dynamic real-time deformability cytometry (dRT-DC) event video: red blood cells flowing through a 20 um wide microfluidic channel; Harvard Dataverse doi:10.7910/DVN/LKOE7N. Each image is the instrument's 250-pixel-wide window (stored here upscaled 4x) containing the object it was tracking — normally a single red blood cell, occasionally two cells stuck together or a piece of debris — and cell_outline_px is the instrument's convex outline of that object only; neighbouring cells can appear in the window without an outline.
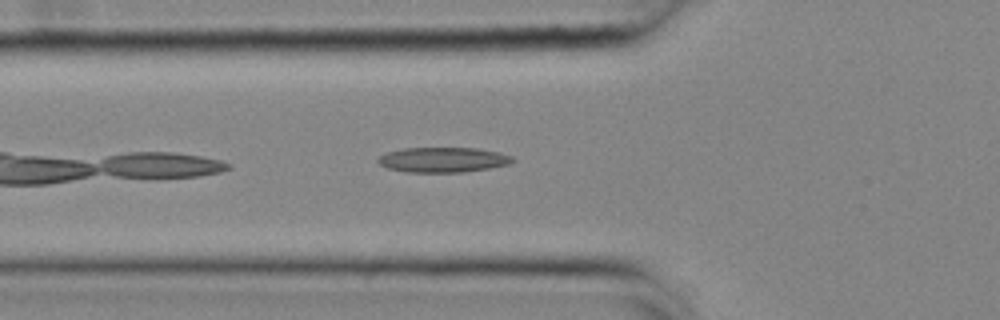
{"species": "common noctule bat (a hibernating species)", "species_latin": "Nyctalus noctula", "temperature_condition": "cold", "stored_images_in_passage": 41, "camera_frame_rate_fps": 3000, "um_per_image_px": 0.085, "animal": {"sex": "female", "body_mass_g": 25.1}, "frame": {"image": 1, "passage_image": 5, "time_ms": 1.333, "image_size_px": [1000, 320], "cell_outline_px": [[516, 160], [508, 164], [488, 168], [464, 172], [408, 172], [388, 168], [380, 164], [376, 160], [380, 156], [388, 152], [404, 148], [476, 148], [500, 152], [512, 156]], "centroid_in_image_um": [37.68, 13.58], "position_along_channel_um": 88.1, "area_um2": 19.54}}
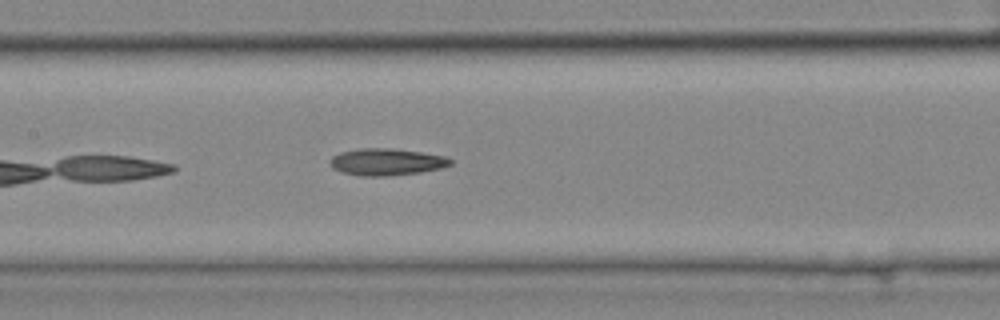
{"frame": {"image": 2, "passage_image": 12, "time_ms": 3.667, "image_size_px": [1000, 320], "cell_outline_px": [[452, 164], [440, 168], [420, 172], [384, 176], [360, 176], [344, 172], [332, 168], [328, 160], [332, 156], [340, 152], [360, 148], [392, 148], [420, 152], [444, 156], [452, 160]], "centroid_in_image_um": [32.81, 13.75], "position_along_channel_um": 174.6, "area_um2": 18.79}}
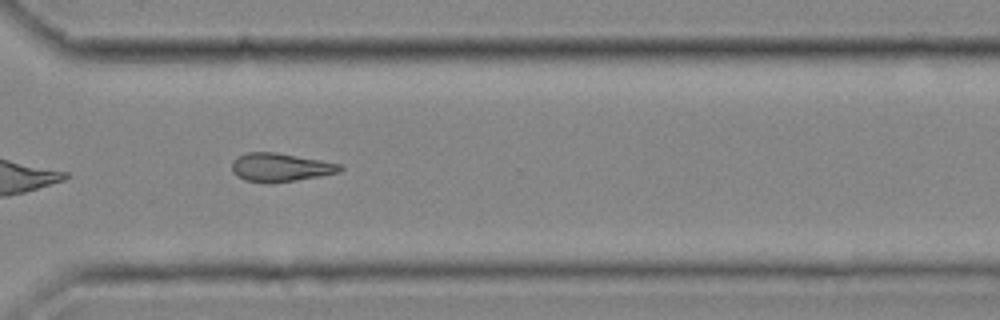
{"frame": {"image": 3, "passage_image": 26, "time_ms": 8.333, "image_size_px": [1000, 320], "cell_outline_px": [[344, 168], [340, 172], [320, 176], [296, 180], [244, 180], [236, 176], [232, 172], [232, 160], [236, 156], [248, 152], [276, 152], [344, 164]], "centroid_in_image_um": [23.87, 14.18], "position_along_channel_um": 346.7, "area_um2": 17.57}}